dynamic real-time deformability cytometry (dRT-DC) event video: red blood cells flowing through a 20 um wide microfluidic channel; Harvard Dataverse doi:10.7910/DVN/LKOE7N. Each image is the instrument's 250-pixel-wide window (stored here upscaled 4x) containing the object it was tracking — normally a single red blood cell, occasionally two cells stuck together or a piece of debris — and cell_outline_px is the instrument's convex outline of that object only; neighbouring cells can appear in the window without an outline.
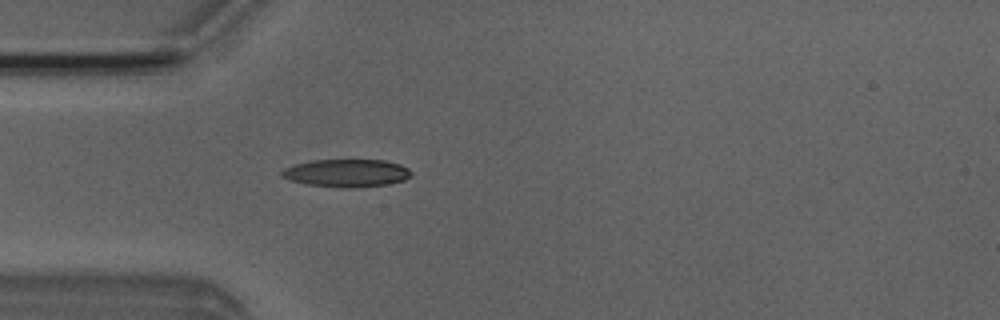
{"species": "Egyptian fruit bat (a non-hibernating species)", "species_latin": "Rousettus aegyptiacus", "temperature_condition": "room temperature", "stored_images_in_passage": 3, "camera_frame_rate_fps": 3000, "um_per_image_px": 0.085, "animal": {"sex": "male"}, "frame": {"image": 1, "passage_image": 3, "time_ms": 2.333, "image_size_px": [1000, 320], "cell_outline_px": [[412, 176], [404, 180], [388, 184], [352, 188], [340, 188], [304, 184], [280, 176], [280, 172], [284, 168], [296, 164], [312, 160], [384, 160], [400, 164], [408, 168], [412, 172]], "centroid_in_image_um": [29.47, 14.71], "position_along_channel_um": 55.5, "area_um2": 21.1}}